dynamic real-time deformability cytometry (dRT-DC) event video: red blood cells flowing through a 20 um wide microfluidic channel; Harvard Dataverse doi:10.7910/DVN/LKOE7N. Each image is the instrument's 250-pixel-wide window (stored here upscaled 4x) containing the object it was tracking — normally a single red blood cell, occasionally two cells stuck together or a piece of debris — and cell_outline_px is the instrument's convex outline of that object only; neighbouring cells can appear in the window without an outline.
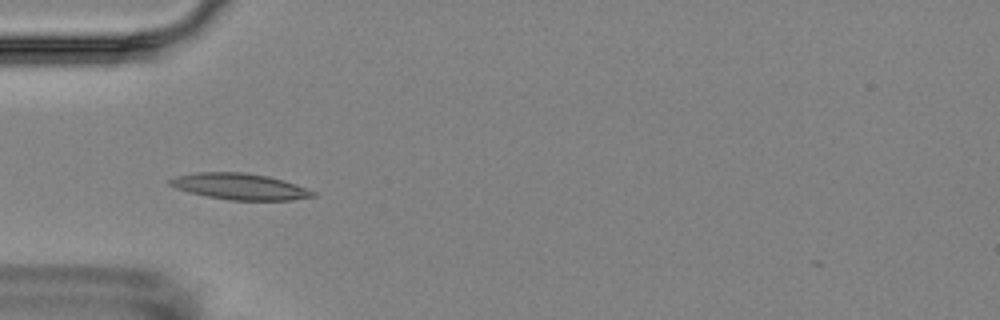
{"species": "Egyptian fruit bat (a non-hibernating species)", "species_latin": "Rousettus aegyptiacus", "temperature_condition": "room temperature", "stored_images_in_passage": 2, "camera_frame_rate_fps": 3000, "um_per_image_px": 0.085, "animal": {"sex": "female"}, "frame": {"image": 1, "passage_image": 1, "time_ms": 0.0, "image_size_px": [1000, 320], "cell_outline_px": [[316, 196], [292, 200], [228, 200], [188, 192], [176, 188], [168, 184], [168, 180], [176, 176], [196, 172], [244, 172], [268, 176], [284, 180], [296, 184], [316, 192]], "centroid_in_image_um": [20.39, 15.85], "position_along_channel_um": 64.6, "area_um2": 21.91}}